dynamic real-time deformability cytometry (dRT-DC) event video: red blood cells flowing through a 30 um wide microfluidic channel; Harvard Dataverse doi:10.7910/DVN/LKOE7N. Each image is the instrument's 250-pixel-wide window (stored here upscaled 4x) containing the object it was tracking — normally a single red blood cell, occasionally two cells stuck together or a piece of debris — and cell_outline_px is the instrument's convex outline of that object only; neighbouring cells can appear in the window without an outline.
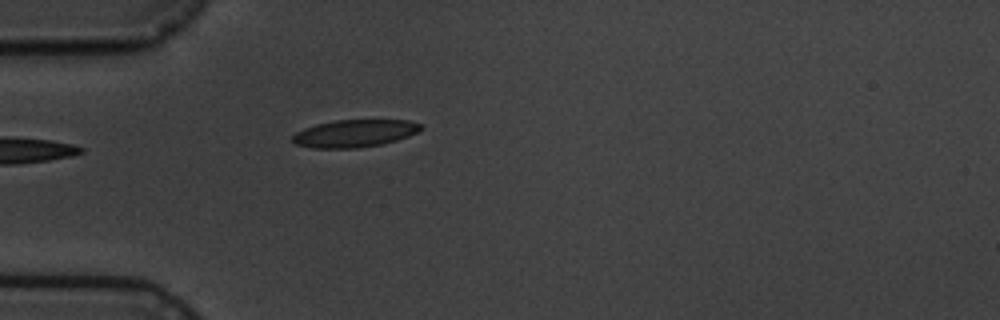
{"species": "common noctule bat (a hibernating species)", "species_latin": "Nyctalus noctula", "temperature_condition": "cold", "stored_images_in_passage": 6, "camera_frame_rate_fps": 3000, "um_per_image_px": 0.085, "animal": {"sex": "male", "body_mass_g": 19.5, "forearm_length_mm": 54.6}, "frame": {"image": 1, "passage_image": 6, "time_ms": 5.333, "image_size_px": [1000, 320], "cell_outline_px": [[424, 128], [408, 136], [396, 140], [380, 144], [360, 148], [312, 148], [296, 144], [292, 140], [292, 136], [296, 132], [304, 128], [316, 124], [336, 120], [408, 120], [420, 124]], "centroid_in_image_um": [30.12, 11.34], "position_along_channel_um": 54.9, "area_um2": 20.46}}